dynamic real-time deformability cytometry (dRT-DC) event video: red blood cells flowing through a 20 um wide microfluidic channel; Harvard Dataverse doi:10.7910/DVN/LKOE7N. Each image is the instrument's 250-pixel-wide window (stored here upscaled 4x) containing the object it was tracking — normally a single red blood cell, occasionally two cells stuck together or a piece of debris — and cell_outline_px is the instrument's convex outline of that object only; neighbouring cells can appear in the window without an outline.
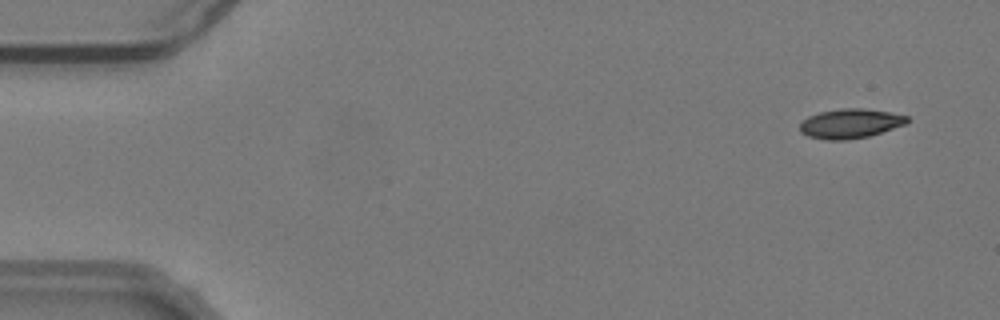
{"species": "common noctule bat (a hibernating species)", "species_latin": "Nyctalus noctula", "temperature_condition": "warm", "stored_images_in_passage": 21, "camera_frame_rate_fps": 3000, "um_per_image_px": 0.085, "animal": {"sex": "male", "body_mass_g": 19.2, "forearm_length_mm": 51.8}, "frame": {"image": 1, "passage_image": 4, "time_ms": 1.0, "image_size_px": [1000, 320], "cell_outline_px": [[912, 120], [904, 124], [868, 136], [848, 140], [828, 140], [808, 136], [800, 132], [800, 124], [808, 116], [820, 112], [840, 108], [860, 108], [888, 112], [908, 116]], "centroid_in_image_um": [72.26, 10.5], "position_along_channel_um": 12.7, "area_um2": 18.26}}